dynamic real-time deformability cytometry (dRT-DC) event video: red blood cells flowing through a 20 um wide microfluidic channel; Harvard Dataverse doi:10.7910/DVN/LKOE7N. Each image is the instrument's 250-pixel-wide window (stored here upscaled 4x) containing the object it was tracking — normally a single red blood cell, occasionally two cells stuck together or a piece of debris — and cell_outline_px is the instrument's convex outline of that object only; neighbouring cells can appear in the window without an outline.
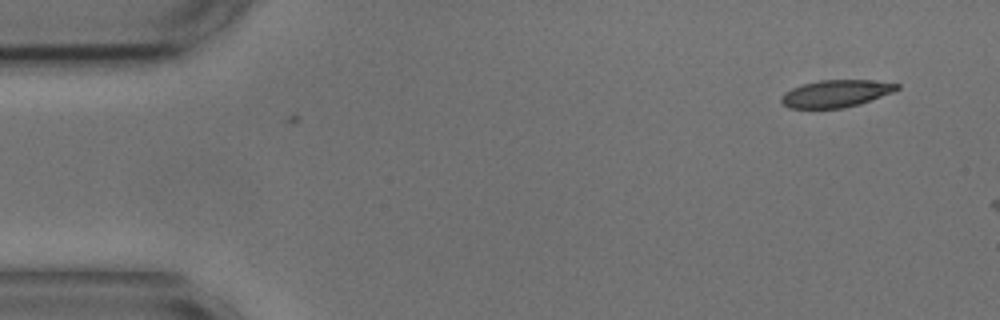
{"species": "common noctule bat (a hibernating species)", "species_latin": "Nyctalus noctula", "temperature_condition": "cold", "stored_images_in_passage": 8, "camera_frame_rate_fps": 3000, "um_per_image_px": 0.085, "animal": {"sex": "male", "body_mass_g": 17.9, "forearm_length_mm": 54.2}, "frame": {"image": 1, "passage_image": 8, "time_ms": 2.333, "image_size_px": [1000, 320], "cell_outline_px": [[900, 88], [892, 92], [860, 104], [844, 108], [788, 108], [780, 100], [780, 96], [784, 92], [792, 88], [804, 84], [820, 80], [872, 80], [900, 84]], "centroid_in_image_um": [71.04, 7.95], "position_along_channel_um": 14.0, "area_um2": 18.32}}